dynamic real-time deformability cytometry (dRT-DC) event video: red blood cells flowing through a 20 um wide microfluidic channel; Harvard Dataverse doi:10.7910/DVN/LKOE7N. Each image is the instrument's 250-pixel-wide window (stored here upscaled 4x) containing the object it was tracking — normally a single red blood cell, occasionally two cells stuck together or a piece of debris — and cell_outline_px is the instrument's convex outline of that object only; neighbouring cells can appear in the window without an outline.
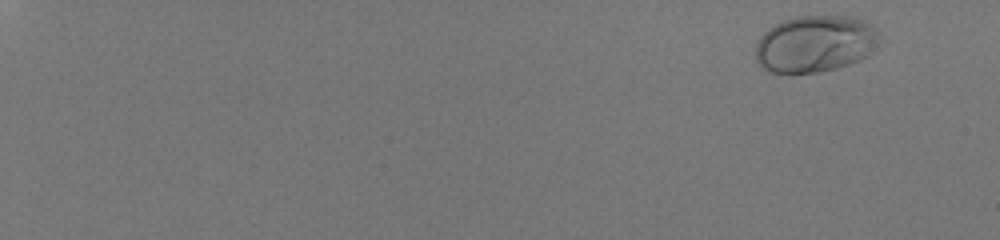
{"species": "human", "species_latin": "Homo sapiens", "temperature_condition": "room temperature", "stored_images_in_passage": 55, "camera_frame_rate_fps": 3000, "um_per_image_px": 0.085, "donor": {"sex": "male"}, "frame": {"image": 1, "passage_image": 3, "time_ms": 0.667, "image_size_px": [1000, 240], "cell_outline_px": [[884, 44], [876, 52], [860, 60], [836, 68], [820, 72], [788, 76], [768, 72], [756, 60], [756, 44], [760, 36], [768, 28], [784, 20], [796, 16], [848, 16], [864, 20], [876, 28], [880, 32]], "centroid_in_image_um": [69.36, 3.76], "position_along_channel_um": 15.6, "area_um2": 42.48}}
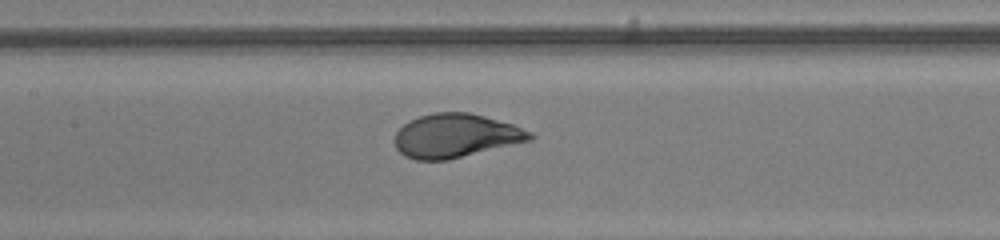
{"frame": {"image": 2, "passage_image": 32, "time_ms": 10.333, "image_size_px": [1000, 240], "cell_outline_px": [[536, 136], [532, 140], [448, 160], [416, 160], [404, 156], [396, 148], [396, 132], [408, 120], [432, 112], [468, 112], [484, 116], [512, 124], [532, 132]], "centroid_in_image_um": [38.74, 11.54], "position_along_channel_um": 168.7, "area_um2": 34.51}}
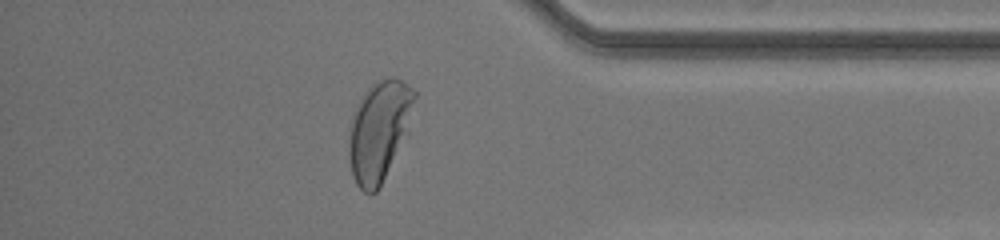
{"frame": {"image": 3, "passage_image": 50, "time_ms": 16.333, "image_size_px": [1000, 240], "cell_outline_px": [[416, 96], [408, 132], [376, 192], [372, 196], [364, 192], [356, 184], [352, 176], [348, 156], [348, 144], [352, 116], [356, 104], [368, 88], [372, 84], [388, 76], [392, 76], [408, 84], [416, 92]], "centroid_in_image_um": [32.21, 11.11], "position_along_channel_um": 403.0, "area_um2": 38.21}, "authors_computed_cell_mechanics": {"area_um2": 35.4314, "velocity_mm_per_s": 4.0498, "shape_relaxation_time_tau1_ms": 1.9555, "shape_relaxation_time_tau2_ms": null, "deformation_change_tau1": 0.1678, "deformation_change_tau2": null}}